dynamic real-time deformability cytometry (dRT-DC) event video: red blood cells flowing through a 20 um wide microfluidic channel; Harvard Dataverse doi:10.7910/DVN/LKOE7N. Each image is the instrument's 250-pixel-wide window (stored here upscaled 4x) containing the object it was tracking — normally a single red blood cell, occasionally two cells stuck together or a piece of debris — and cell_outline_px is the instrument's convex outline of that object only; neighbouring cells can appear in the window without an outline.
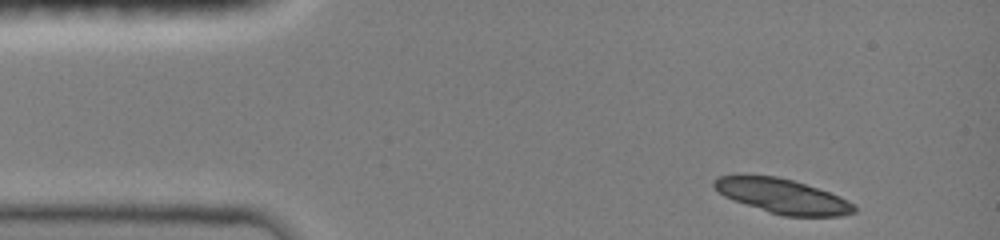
{"species": "common noctule bat (a hibernating species)", "species_latin": "Nyctalus noctula", "temperature_condition": "room temperature", "stored_images_in_passage": 5, "camera_frame_rate_fps": 3000, "um_per_image_px": 0.085, "animal": {"sex": "female", "body_mass_g": 19.0, "forearm_length_mm": 51.5}, "frame": {"image": 1, "passage_image": 1, "time_ms": 0.0, "image_size_px": [1000, 240], "cell_outline_px": [[856, 212], [840, 216], [784, 216], [768, 212], [724, 196], [712, 184], [712, 180], [720, 176], [736, 172], [744, 172], [776, 176], [792, 180], [840, 196], [856, 204]], "centroid_in_image_um": [66.46, 16.63], "position_along_channel_um": 18.5, "area_um2": 28.73}}